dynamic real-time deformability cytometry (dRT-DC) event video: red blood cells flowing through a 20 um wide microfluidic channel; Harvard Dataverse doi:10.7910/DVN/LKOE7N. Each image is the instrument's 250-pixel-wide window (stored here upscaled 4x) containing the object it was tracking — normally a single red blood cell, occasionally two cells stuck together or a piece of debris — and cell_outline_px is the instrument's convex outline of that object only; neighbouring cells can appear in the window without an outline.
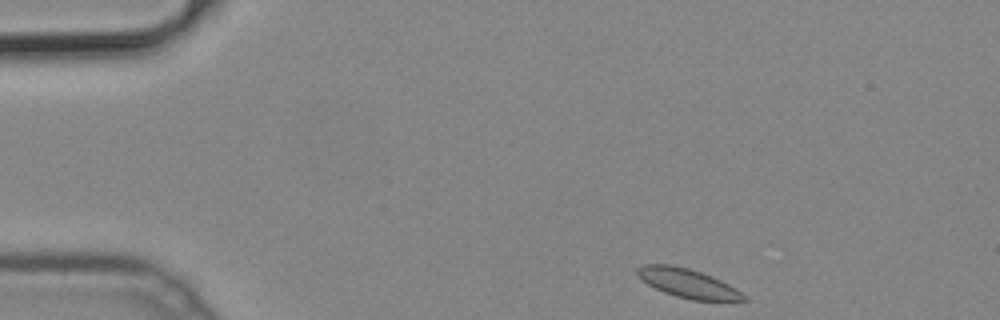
{"species": "common noctule bat (a hibernating species)", "species_latin": "Nyctalus noctula", "temperature_condition": "cold", "stored_images_in_passage": 45, "camera_frame_rate_fps": 3000, "um_per_image_px": 0.085, "animal": {"sex": "male", "body_mass_g": 19.2, "forearm_length_mm": 51.8}, "frame": {"image": 1, "passage_image": 1, "time_ms": 0.0, "image_size_px": [1000, 320], "cell_outline_px": [[748, 300], [692, 300], [676, 296], [664, 292], [648, 284], [636, 272], [636, 268], [644, 264], [668, 264], [688, 268], [712, 276], [736, 288], [748, 296]], "centroid_in_image_um": [58.49, 24.07], "position_along_channel_um": 26.5, "area_um2": 17.74}}
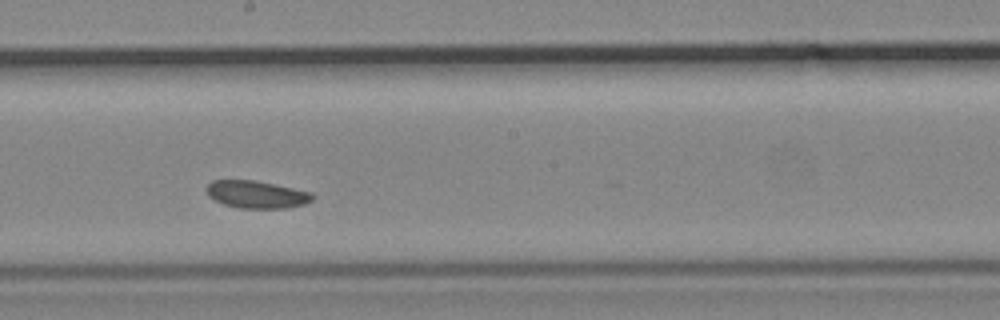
{"frame": {"image": 2, "passage_image": 22, "time_ms": 7.0, "image_size_px": [1000, 320], "cell_outline_px": [[316, 196], [312, 200], [304, 204], [284, 208], [240, 208], [224, 204], [208, 196], [208, 184], [212, 180], [256, 180], [312, 192]], "centroid_in_image_um": [21.85, 16.52], "position_along_channel_um": 226.4, "area_um2": 16.88}}
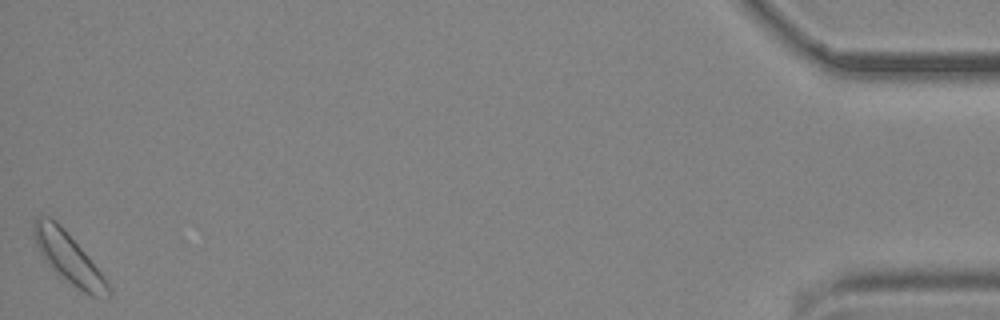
{"frame": {"image": 3, "passage_image": 45, "time_ms": 14.667, "image_size_px": [1000, 320], "cell_outline_px": [[112, 292], [108, 296], [92, 296], [84, 292], [72, 284], [56, 272], [44, 260], [32, 236], [32, 224], [36, 216], [48, 216], [56, 220], [60, 224], [84, 252], [104, 276]], "centroid_in_image_um": [5.77, 21.86], "position_along_channel_um": 429.4, "area_um2": 21.44}}